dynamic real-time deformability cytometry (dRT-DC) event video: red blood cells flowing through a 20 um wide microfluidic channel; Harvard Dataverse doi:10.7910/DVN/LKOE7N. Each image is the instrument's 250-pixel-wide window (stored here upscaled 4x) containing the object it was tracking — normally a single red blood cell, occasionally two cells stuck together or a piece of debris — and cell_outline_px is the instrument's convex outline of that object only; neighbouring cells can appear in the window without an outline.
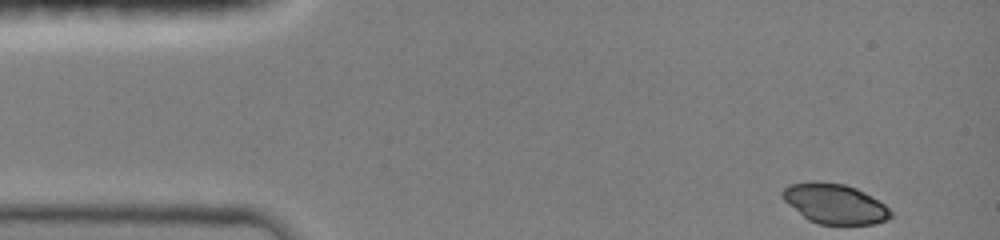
{"species": "common noctule bat (a hibernating species)", "species_latin": "Nyctalus noctula", "temperature_condition": "room temperature", "stored_images_in_passage": 11, "camera_frame_rate_fps": 3000, "um_per_image_px": 0.085, "animal": {"sex": "female", "body_mass_g": 19.0, "forearm_length_mm": 51.5}, "frame": {"image": 1, "passage_image": 1, "time_ms": 0.0, "image_size_px": [1000, 240], "cell_outline_px": [[892, 216], [888, 220], [876, 224], [820, 224], [808, 220], [788, 204], [780, 196], [780, 192], [788, 184], [812, 180], [820, 180], [844, 184], [856, 188], [864, 192], [884, 204], [892, 212]], "centroid_in_image_um": [70.92, 17.3], "position_along_channel_um": 14.1, "area_um2": 25.49}}
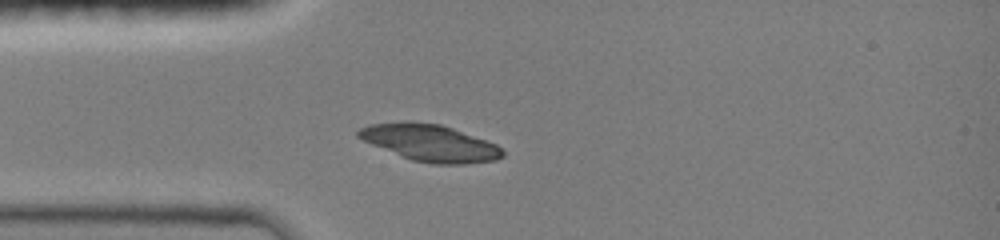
{"frame": {"image": 2, "passage_image": 10, "time_ms": 3.0, "image_size_px": [1000, 240], "cell_outline_px": [[504, 156], [496, 160], [464, 164], [432, 164], [412, 160], [400, 156], [372, 144], [356, 136], [356, 132], [360, 128], [368, 124], [400, 120], [404, 120], [440, 124], [452, 128], [496, 144], [504, 152]], "centroid_in_image_um": [36.51, 12.13], "position_along_channel_um": 48.5, "area_um2": 30.98}}